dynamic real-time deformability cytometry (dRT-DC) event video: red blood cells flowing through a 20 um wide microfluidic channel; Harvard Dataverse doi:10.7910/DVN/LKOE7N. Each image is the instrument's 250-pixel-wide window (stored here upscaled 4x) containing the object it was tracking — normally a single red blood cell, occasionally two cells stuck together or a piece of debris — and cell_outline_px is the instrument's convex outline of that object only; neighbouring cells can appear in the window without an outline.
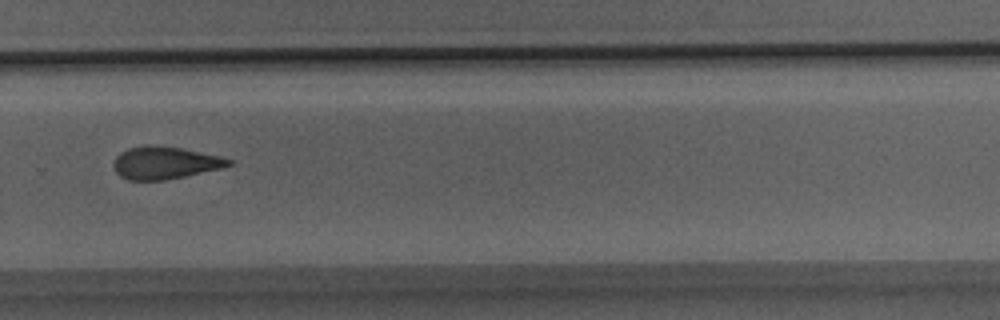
{"species": "Egyptian fruit bat (a non-hibernating species)", "species_latin": "Rousettus aegyptiacus", "temperature_condition": "room temperature", "stored_images_in_passage": 24, "camera_frame_rate_fps": 3000, "um_per_image_px": 0.085, "animal": {"sex": "male"}, "frame": {"image": 1, "passage_image": 14, "time_ms": 4.333, "image_size_px": [1000, 320], "cell_outline_px": [[232, 164], [220, 168], [184, 176], [164, 180], [128, 180], [120, 176], [116, 172], [112, 164], [116, 156], [120, 152], [128, 148], [144, 144], [152, 144], [180, 148], [220, 156], [232, 160]], "centroid_in_image_um": [13.95, 13.82], "position_along_channel_um": 315.8, "area_um2": 21.73}}
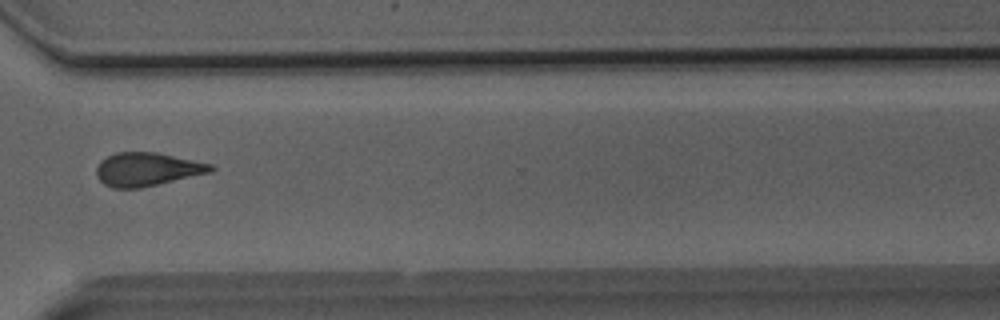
{"frame": {"image": 2, "passage_image": 16, "time_ms": 5.0, "image_size_px": [1000, 320], "cell_outline_px": [[216, 168], [212, 172], [140, 188], [112, 188], [104, 184], [96, 176], [96, 168], [100, 160], [116, 152], [156, 152], [212, 164]], "centroid_in_image_um": [12.49, 14.39], "position_along_channel_um": 358.1, "area_um2": 22.31}}
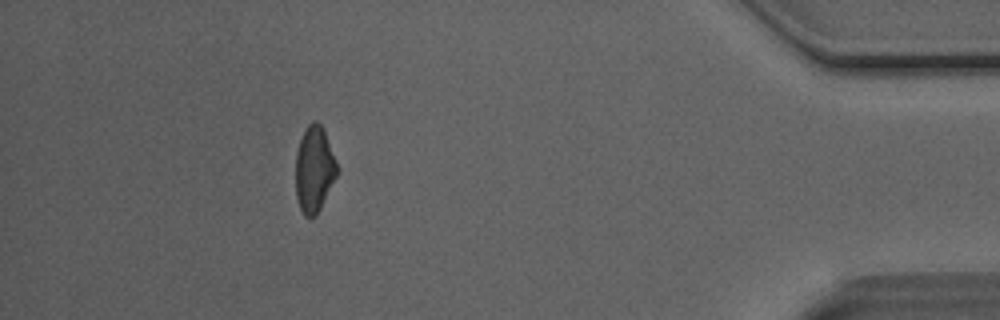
{"frame": {"image": 3, "passage_image": 21, "time_ms": 6.667, "image_size_px": [1000, 320], "cell_outline_px": [[340, 172], [316, 216], [304, 216], [300, 208], [296, 196], [296, 152], [300, 140], [308, 124], [312, 120], [316, 120], [324, 128], [340, 168]], "centroid_in_image_um": [26.75, 14.37], "position_along_channel_um": 408.4, "area_um2": 21.21}}